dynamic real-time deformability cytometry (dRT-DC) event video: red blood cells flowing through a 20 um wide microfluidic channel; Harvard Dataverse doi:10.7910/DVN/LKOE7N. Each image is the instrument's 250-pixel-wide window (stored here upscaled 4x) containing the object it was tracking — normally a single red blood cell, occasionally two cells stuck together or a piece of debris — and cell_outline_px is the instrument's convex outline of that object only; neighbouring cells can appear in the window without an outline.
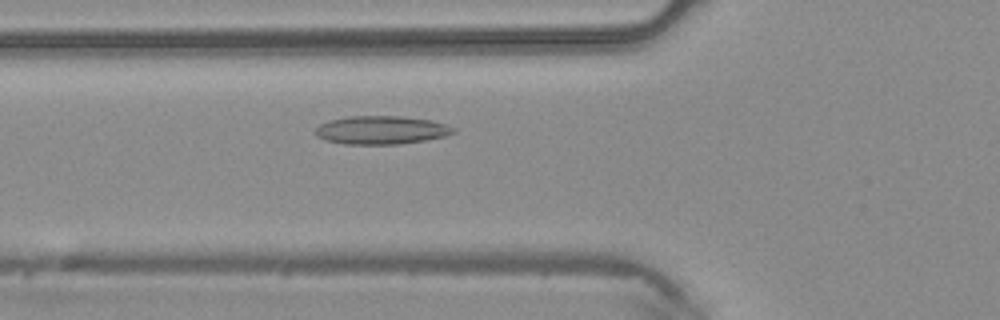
{"species": "common noctule bat (a hibernating species)", "species_latin": "Nyctalus noctula", "temperature_condition": "warm", "stored_images_in_passage": 42, "camera_frame_rate_fps": 3000, "um_per_image_px": 0.085, "animal": {"sex": "male", "body_mass_g": 20.4}, "frame": {"image": 1, "passage_image": 13, "time_ms": 4.0, "image_size_px": [1000, 320], "cell_outline_px": [[456, 132], [444, 136], [424, 140], [400, 144], [344, 144], [328, 140], [316, 136], [312, 132], [320, 124], [328, 120], [348, 116], [400, 116], [432, 120], [456, 128]], "centroid_in_image_um": [32.38, 11.05], "position_along_channel_um": 93.4, "area_um2": 22.83}}
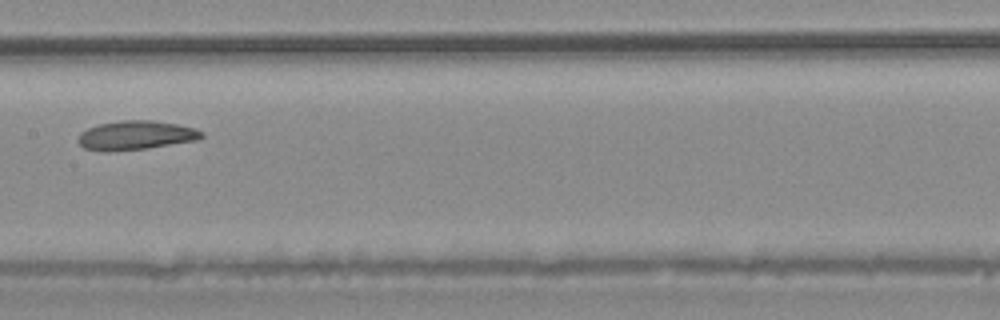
{"frame": {"image": 2, "passage_image": 20, "time_ms": 6.333, "image_size_px": [1000, 320], "cell_outline_px": [[204, 136], [196, 140], [148, 148], [108, 152], [104, 152], [84, 148], [76, 140], [80, 132], [88, 128], [100, 124], [120, 120], [152, 120], [176, 124], [196, 128], [204, 132]], "centroid_in_image_um": [11.52, 11.5], "position_along_channel_um": 195.9, "area_um2": 21.04}}
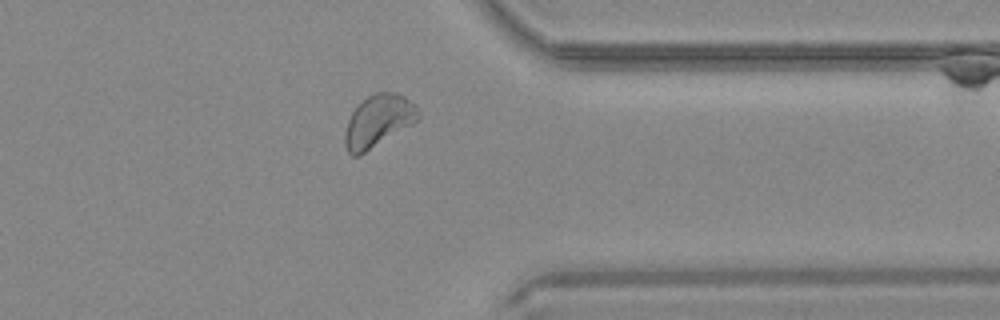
{"frame": {"image": 3, "passage_image": 33, "time_ms": 10.667, "image_size_px": [1000, 320], "cell_outline_px": [[420, 120], [360, 156], [352, 156], [348, 152], [344, 144], [344, 132], [348, 120], [352, 112], [368, 96], [376, 92], [396, 92], [404, 96], [416, 108], [420, 116]], "centroid_in_image_um": [32.14, 10.32], "position_along_channel_um": 379.3, "area_um2": 22.31}}